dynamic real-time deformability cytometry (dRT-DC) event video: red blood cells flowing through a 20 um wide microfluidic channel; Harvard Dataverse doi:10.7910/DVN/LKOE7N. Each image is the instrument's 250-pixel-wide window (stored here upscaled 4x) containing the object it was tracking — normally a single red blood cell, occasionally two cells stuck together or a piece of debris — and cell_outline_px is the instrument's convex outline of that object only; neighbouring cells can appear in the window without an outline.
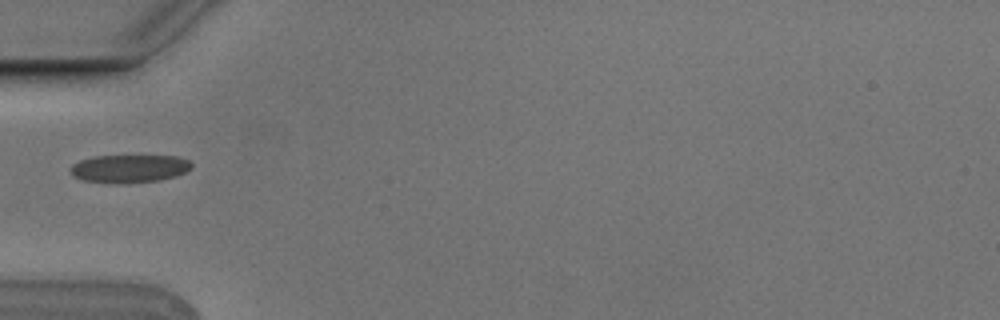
{"species": "Egyptian fruit bat (a non-hibernating species)", "species_latin": "Rousettus aegyptiacus", "temperature_condition": "cold", "stored_images_in_passage": 1, "camera_frame_rate_fps": 3000, "um_per_image_px": 0.085, "animal": {"sex": "male"}, "frame": {"image": 1, "passage_image": 1, "time_ms": 0.0, "image_size_px": [1000, 320], "cell_outline_px": [[192, 168], [176, 176], [160, 180], [84, 180], [76, 176], [72, 172], [72, 164], [80, 160], [92, 156], [176, 156], [188, 160], [192, 164]], "centroid_in_image_um": [11.07, 14.26], "position_along_channel_um": 73.9, "area_um2": 18.5}}